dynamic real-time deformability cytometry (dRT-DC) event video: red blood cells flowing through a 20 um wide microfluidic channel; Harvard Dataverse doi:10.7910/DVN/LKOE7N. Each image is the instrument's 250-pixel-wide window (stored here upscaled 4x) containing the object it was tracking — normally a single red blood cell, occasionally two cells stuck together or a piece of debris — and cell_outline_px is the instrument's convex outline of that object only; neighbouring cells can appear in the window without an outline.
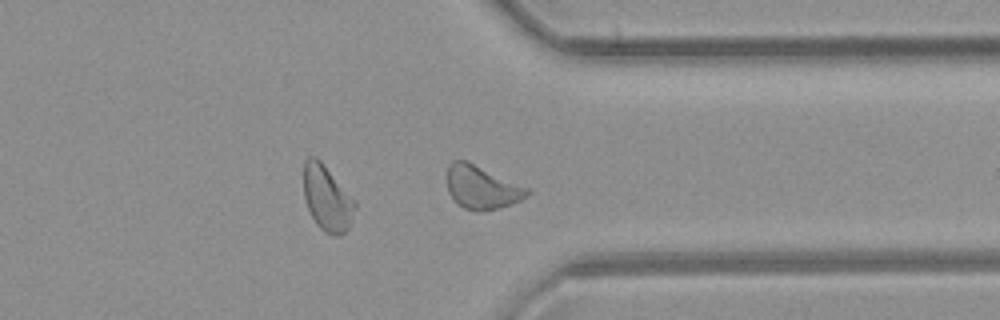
{"species": "common noctule bat (a hibernating species)", "species_latin": "Nyctalus noctula", "temperature_condition": "room temperature", "stored_images_in_passage": 39, "camera_frame_rate_fps": 3000, "um_per_image_px": 0.085, "animal": {"sex": "female", "body_mass_g": 21.9}, "frame": {"image": 1, "passage_image": 28, "time_ms": 9.0, "image_size_px": [1000, 320], "cell_outline_px": [[532, 192], [528, 196], [512, 204], [500, 208], [464, 208], [448, 192], [444, 176], [448, 164], [452, 160], [468, 160], [528, 188]], "centroid_in_image_um": [40.92, 15.85], "position_along_channel_um": 370.5, "area_um2": 20.11}}